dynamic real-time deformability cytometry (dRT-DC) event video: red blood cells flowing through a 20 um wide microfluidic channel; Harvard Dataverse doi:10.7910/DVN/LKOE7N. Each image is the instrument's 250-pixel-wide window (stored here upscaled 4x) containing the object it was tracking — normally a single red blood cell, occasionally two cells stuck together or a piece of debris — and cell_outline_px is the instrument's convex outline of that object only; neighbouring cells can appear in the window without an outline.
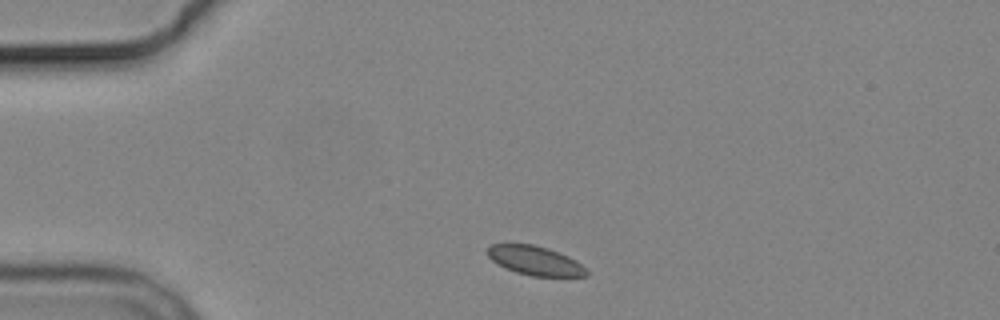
{"species": "common noctule bat (a hibernating species)", "species_latin": "Nyctalus noctula", "temperature_condition": "cold", "stored_images_in_passage": 2, "camera_frame_rate_fps": 3000, "um_per_image_px": 0.085, "animal": {"sex": "male", "body_mass_g": 19.2, "forearm_length_mm": 51.8}, "frame": {"image": 1, "passage_image": 1, "time_ms": 0.0, "image_size_px": [1000, 320], "cell_outline_px": [[588, 276], [532, 276], [516, 272], [504, 268], [496, 264], [484, 252], [492, 244], [532, 244], [548, 248], [568, 256], [576, 260], [588, 272]], "centroid_in_image_um": [45.44, 22.15], "position_along_channel_um": 39.6, "area_um2": 16.82}}